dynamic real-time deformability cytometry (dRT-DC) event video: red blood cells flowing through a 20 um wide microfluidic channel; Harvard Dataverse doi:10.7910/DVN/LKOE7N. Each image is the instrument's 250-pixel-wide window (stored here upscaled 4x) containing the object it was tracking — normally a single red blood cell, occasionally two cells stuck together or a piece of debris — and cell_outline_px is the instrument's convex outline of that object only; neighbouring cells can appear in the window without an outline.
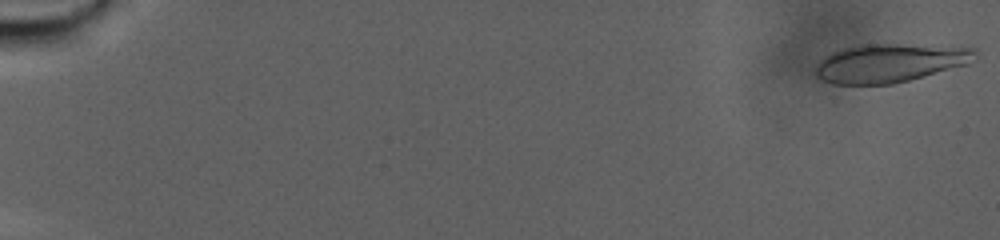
{"species": "human", "species_latin": "Homo sapiens", "temperature_condition": "warm", "stored_images_in_passage": 93, "camera_frame_rate_fps": 3000, "um_per_image_px": 0.085, "donor": {"sex": "male"}, "frame": {"image": 1, "passage_image": 1, "time_ms": 0.0, "image_size_px": [1000, 240], "cell_outline_px": [[976, 60], [968, 64], [924, 76], [892, 84], [832, 84], [820, 80], [816, 76], [816, 68], [820, 60], [824, 56], [832, 52], [844, 48], [864, 44], [896, 44], [976, 48]], "centroid_in_image_um": [75.62, 5.36], "position_along_channel_um": 9.4, "area_um2": 35.72}}
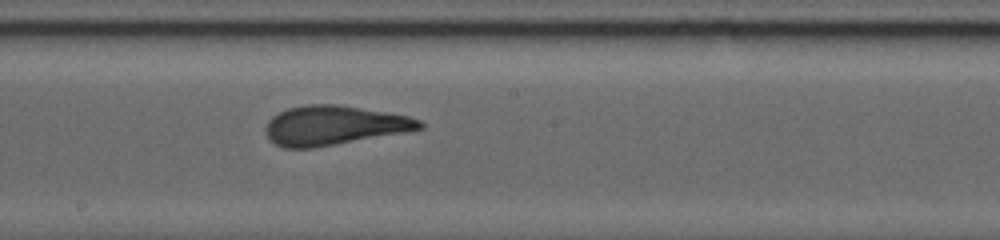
{"frame": {"image": 2, "passage_image": 55, "time_ms": 18.0, "image_size_px": [1000, 240], "cell_outline_px": [[424, 128], [404, 132], [312, 148], [284, 148], [276, 144], [268, 136], [264, 128], [268, 120], [272, 116], [288, 108], [308, 104], [336, 104], [408, 116], [420, 120], [424, 124]], "centroid_in_image_um": [28.36, 10.65], "position_along_channel_um": 219.8, "area_um2": 34.85}}
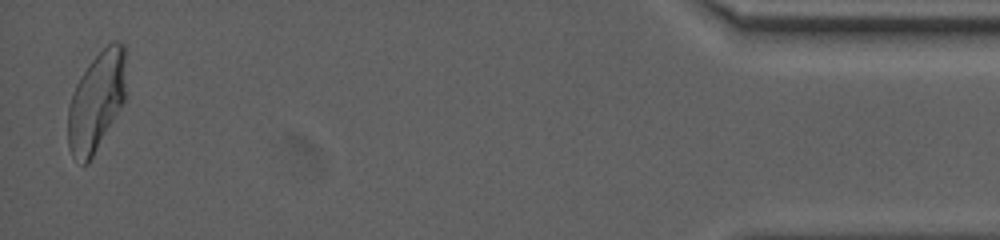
{"frame": {"image": 3, "passage_image": 92, "time_ms": 30.333, "image_size_px": [1000, 240], "cell_outline_px": [[128, 48], [124, 100], [120, 108], [88, 164], [80, 164], [72, 156], [68, 148], [68, 108], [76, 84], [88, 64], [108, 44], [116, 40], [124, 44]], "centroid_in_image_um": [8.22, 8.58], "position_along_channel_um": 427.0, "area_um2": 33.76}, "authors_computed_cell_mechanics": {"area_um2": 34.7378, "velocity_mm_per_s": 2.2843, "shape_relaxation_time_tau1_ms": null, "shape_relaxation_time_tau2_ms": 1.747, "deformation_change_tau1": null, "deformation_change_tau2": 0.1003}}